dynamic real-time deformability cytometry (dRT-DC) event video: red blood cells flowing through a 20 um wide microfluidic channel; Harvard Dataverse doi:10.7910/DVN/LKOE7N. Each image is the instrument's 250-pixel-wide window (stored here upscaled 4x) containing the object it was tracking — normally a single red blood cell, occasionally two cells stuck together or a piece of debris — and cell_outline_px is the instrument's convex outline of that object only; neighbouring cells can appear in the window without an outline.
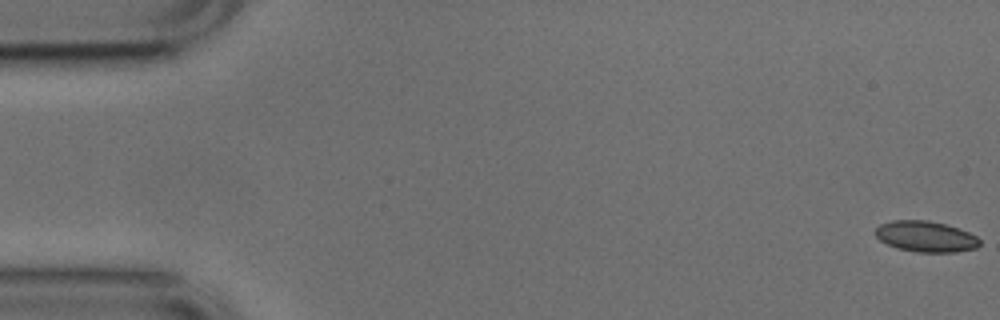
{"species": "common noctule bat (a hibernating species)", "species_latin": "Nyctalus noctula", "temperature_condition": "cold", "stored_images_in_passage": 10, "camera_frame_rate_fps": 3000, "um_per_image_px": 0.085, "animal": {"sex": "male", "body_mass_g": 17.9, "forearm_length_mm": 54.2}, "frame": {"image": 1, "passage_image": 1, "time_ms": 0.0, "image_size_px": [1000, 320], "cell_outline_px": [[980, 244], [976, 248], [956, 252], [916, 252], [896, 248], [880, 240], [876, 236], [876, 228], [880, 224], [892, 220], [928, 220], [944, 224], [968, 232], [976, 236], [980, 240]], "centroid_in_image_um": [78.68, 20.11], "position_along_channel_um": 6.3, "area_um2": 18.67}}